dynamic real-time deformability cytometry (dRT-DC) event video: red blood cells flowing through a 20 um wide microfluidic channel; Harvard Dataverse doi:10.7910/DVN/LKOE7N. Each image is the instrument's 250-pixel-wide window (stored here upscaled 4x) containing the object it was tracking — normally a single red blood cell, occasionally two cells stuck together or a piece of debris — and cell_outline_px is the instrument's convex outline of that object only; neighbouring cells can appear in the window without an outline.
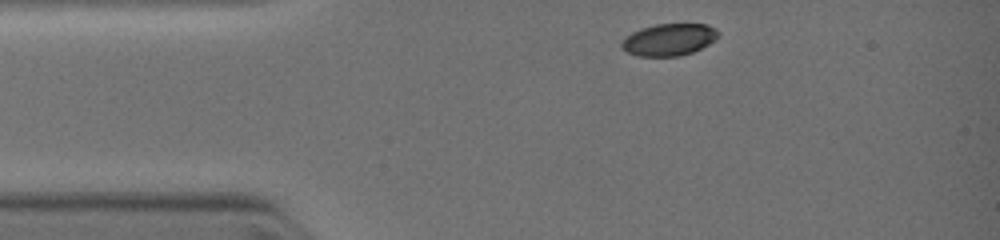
{"species": "common noctule bat (a hibernating species)", "species_latin": "Nyctalus noctula", "temperature_condition": "warm", "stored_images_in_passage": 4, "camera_frame_rate_fps": 3000, "um_per_image_px": 0.085, "animal": {"sex": "female", "body_mass_g": 19.0, "forearm_length_mm": 51.5}, "frame": {"image": 1, "passage_image": 1, "time_ms": 0.0, "image_size_px": [1000, 240], "cell_outline_px": [[720, 32], [716, 40], [692, 52], [680, 56], [636, 56], [620, 48], [620, 44], [624, 36], [640, 28], [656, 24], [708, 24], [716, 28]], "centroid_in_image_um": [56.85, 3.36], "position_along_channel_um": 28.2, "area_um2": 18.26}}